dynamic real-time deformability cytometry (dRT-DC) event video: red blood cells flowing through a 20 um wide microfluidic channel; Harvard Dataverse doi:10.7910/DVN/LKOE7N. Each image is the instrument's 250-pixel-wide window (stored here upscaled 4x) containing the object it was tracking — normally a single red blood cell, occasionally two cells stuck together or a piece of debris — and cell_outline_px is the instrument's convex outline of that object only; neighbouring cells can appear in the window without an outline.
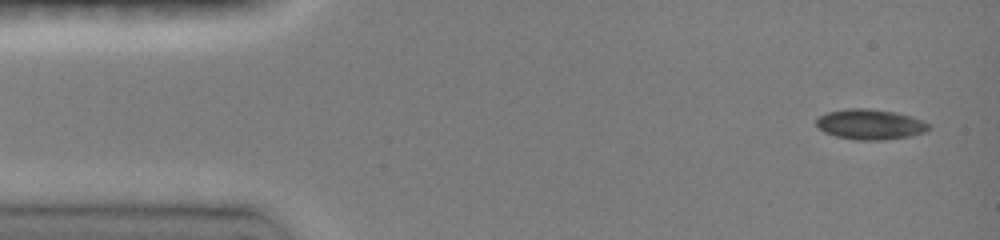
{"species": "common noctule bat (a hibernating species)", "species_latin": "Nyctalus noctula", "temperature_condition": "room temperature", "stored_images_in_passage": 10, "camera_frame_rate_fps": 3000, "um_per_image_px": 0.085, "animal": {"sex": "female", "body_mass_g": 19.0, "forearm_length_mm": 51.5}, "frame": {"image": 1, "passage_image": 1, "time_ms": 0.0, "image_size_px": [1000, 240], "cell_outline_px": [[928, 128], [924, 132], [908, 136], [880, 140], [860, 140], [836, 136], [824, 132], [816, 124], [816, 120], [820, 116], [828, 112], [848, 108], [868, 108], [896, 112], [912, 116], [928, 124]], "centroid_in_image_um": [73.93, 10.56], "position_along_channel_um": 11.1, "area_um2": 19.54}}
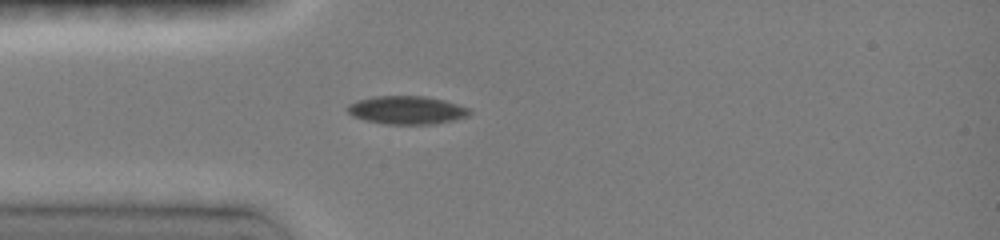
{"frame": {"image": 2, "passage_image": 5, "time_ms": 3.333, "image_size_px": [1000, 240], "cell_outline_px": [[472, 112], [468, 116], [452, 120], [432, 124], [384, 124], [364, 120], [352, 116], [348, 112], [348, 104], [356, 100], [372, 96], [424, 96], [444, 100], [468, 108]], "centroid_in_image_um": [34.54, 9.35], "position_along_channel_um": 50.5, "area_um2": 20.06}}